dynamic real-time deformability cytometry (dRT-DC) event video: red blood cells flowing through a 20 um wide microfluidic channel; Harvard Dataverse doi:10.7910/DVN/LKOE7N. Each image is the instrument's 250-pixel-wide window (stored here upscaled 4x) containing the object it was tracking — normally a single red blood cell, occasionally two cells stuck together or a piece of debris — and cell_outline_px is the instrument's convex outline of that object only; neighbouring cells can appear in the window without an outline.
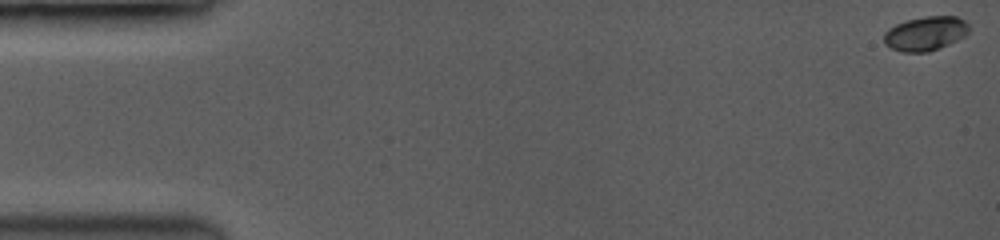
{"species": "common noctule bat (a hibernating species)", "species_latin": "Nyctalus noctula", "temperature_condition": "room temperature", "stored_images_in_passage": 56, "camera_frame_rate_fps": 3500, "um_per_image_px": 0.085, "animal": {"sex": "female", "body_mass_g": 19.0, "forearm_length_mm": 53.3}, "frame": {"image": 1, "passage_image": 1, "time_ms": 0.0, "image_size_px": [1000, 240], "cell_outline_px": [[968, 32], [964, 36], [936, 48], [924, 52], [904, 52], [892, 48], [884, 44], [884, 32], [896, 24], [908, 20], [928, 16], [956, 16], [964, 20], [968, 24]], "centroid_in_image_um": [78.64, 2.83], "position_along_channel_um": 6.4, "area_um2": 16.47}}
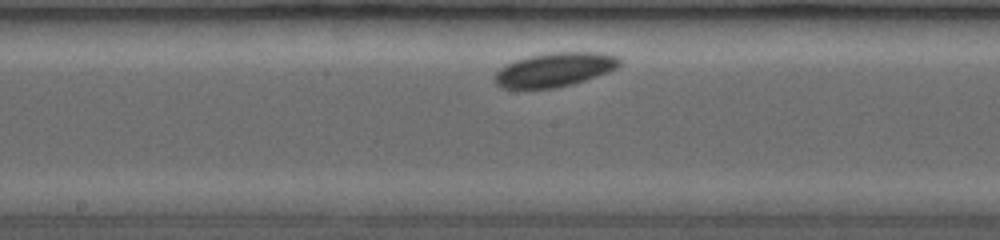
{"frame": {"image": 2, "passage_image": 26, "time_ms": 5.429, "image_size_px": [1000, 240], "cell_outline_px": [[624, 64], [608, 72], [572, 84], [552, 88], [500, 88], [496, 84], [496, 72], [504, 64], [528, 56], [544, 52], [604, 52], [620, 56], [624, 60]], "centroid_in_image_um": [47.21, 5.89], "position_along_channel_um": 201.0, "area_um2": 25.09}}
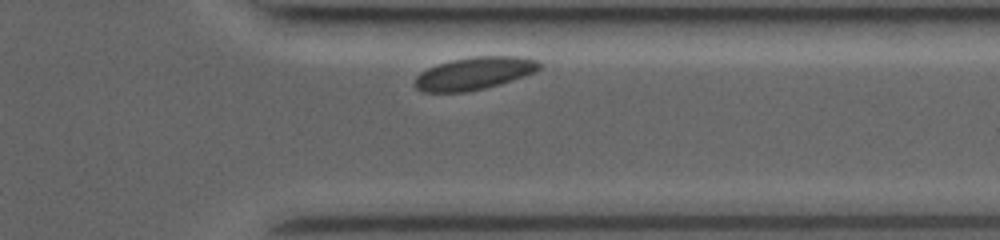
{"frame": {"image": 3, "passage_image": 50, "time_ms": 10.0, "image_size_px": [1000, 240], "cell_outline_px": [[540, 68], [532, 72], [484, 88], [464, 92], [424, 92], [416, 88], [416, 76], [420, 72], [428, 68], [452, 60], [472, 56], [520, 56], [536, 60], [540, 64]], "centroid_in_image_um": [40.26, 6.22], "position_along_channel_um": 371.1, "area_um2": 23.0}}